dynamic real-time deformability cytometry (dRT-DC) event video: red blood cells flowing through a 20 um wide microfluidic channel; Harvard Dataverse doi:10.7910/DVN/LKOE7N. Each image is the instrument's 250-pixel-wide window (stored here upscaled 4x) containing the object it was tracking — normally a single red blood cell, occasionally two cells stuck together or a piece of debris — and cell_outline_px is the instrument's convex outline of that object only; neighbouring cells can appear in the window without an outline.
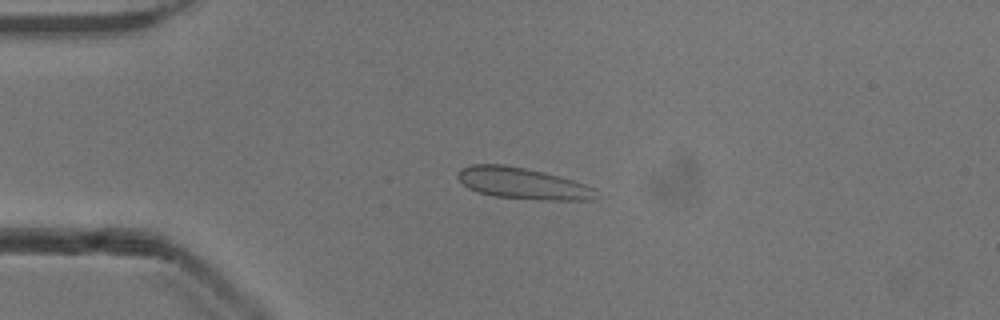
{"species": "common noctule bat (a hibernating species)", "species_latin": "Nyctalus noctula", "temperature_condition": "cold", "stored_images_in_passage": 53, "camera_frame_rate_fps": 3000, "um_per_image_px": 0.085, "animal": {"sex": "male", "body_mass_g": 13.3}, "frame": {"image": 1, "passage_image": 13, "time_ms": 4.0, "image_size_px": [1000, 320], "cell_outline_px": [[592, 200], [540, 200], [492, 196], [468, 188], [456, 176], [456, 172], [460, 168], [472, 164], [504, 164], [544, 172], [572, 180], [584, 184], [592, 188]], "centroid_in_image_um": [44.32, 15.57], "position_along_channel_um": 40.7, "area_um2": 24.97}}
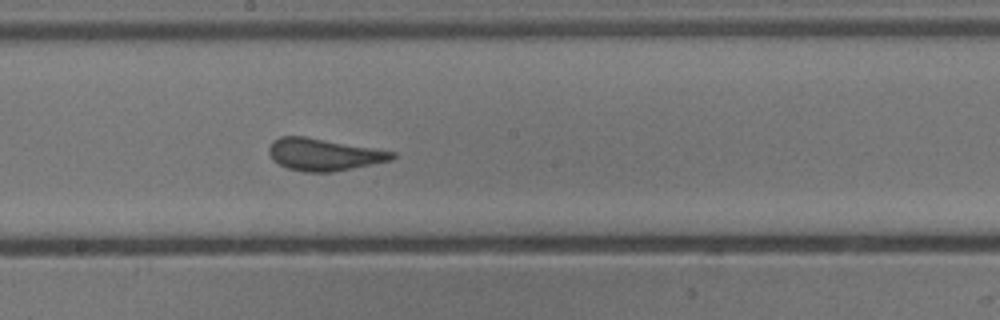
{"frame": {"image": 2, "passage_image": 29, "time_ms": 9.333, "image_size_px": [1000, 320], "cell_outline_px": [[396, 156], [392, 160], [332, 172], [304, 172], [288, 168], [272, 160], [268, 152], [268, 148], [272, 140], [280, 136], [304, 136], [396, 152]], "centroid_in_image_um": [27.49, 13.13], "position_along_channel_um": 220.7, "area_um2": 23.0}}
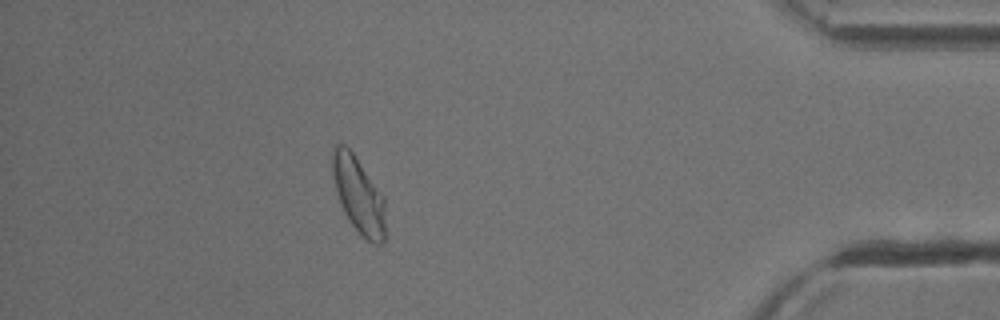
{"frame": {"image": 3, "passage_image": 47, "time_ms": 15.333, "image_size_px": [1000, 320], "cell_outline_px": [[384, 244], [376, 244], [368, 240], [352, 224], [344, 212], [340, 204], [332, 176], [332, 148], [336, 144], [344, 144], [352, 152], [384, 196]], "centroid_in_image_um": [30.46, 16.54], "position_along_channel_um": 404.7, "area_um2": 23.18}, "authors_computed_cell_mechanics": {"area_um2": 23.4668, "velocity_mm_per_s": 3.8842, "shape_relaxation_time_tau1_ms": 6.2468, "shape_relaxation_time_tau2_ms": null, "deformation_change_tau1": 0.1616, "deformation_change_tau2": null}}